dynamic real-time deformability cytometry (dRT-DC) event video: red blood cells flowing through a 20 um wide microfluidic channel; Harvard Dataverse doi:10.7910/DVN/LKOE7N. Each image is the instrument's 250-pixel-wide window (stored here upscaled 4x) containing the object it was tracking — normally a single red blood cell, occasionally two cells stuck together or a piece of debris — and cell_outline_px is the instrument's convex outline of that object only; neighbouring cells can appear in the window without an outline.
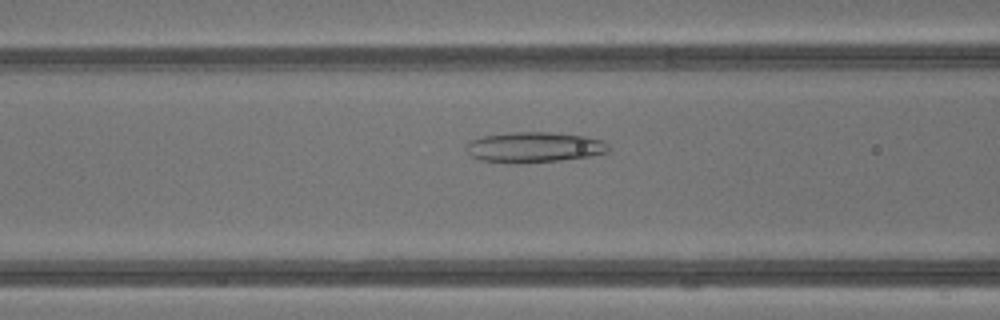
{"species": "common noctule bat (a hibernating species)", "species_latin": "Nyctalus noctula", "temperature_condition": "warm", "stored_images_in_passage": 43, "camera_frame_rate_fps": 3000, "um_per_image_px": 0.085, "animal": {"sex": "male", "body_mass_g": 13.3}, "frame": {"image": 1, "passage_image": 18, "time_ms": 5.667, "image_size_px": [1000, 320], "cell_outline_px": [[612, 148], [608, 152], [588, 156], [560, 160], [516, 164], [480, 160], [472, 156], [464, 148], [472, 140], [484, 136], [508, 132], [552, 132], [584, 136], [604, 140]], "centroid_in_image_um": [45.43, 12.51], "position_along_channel_um": 121.2, "area_um2": 25.37}}
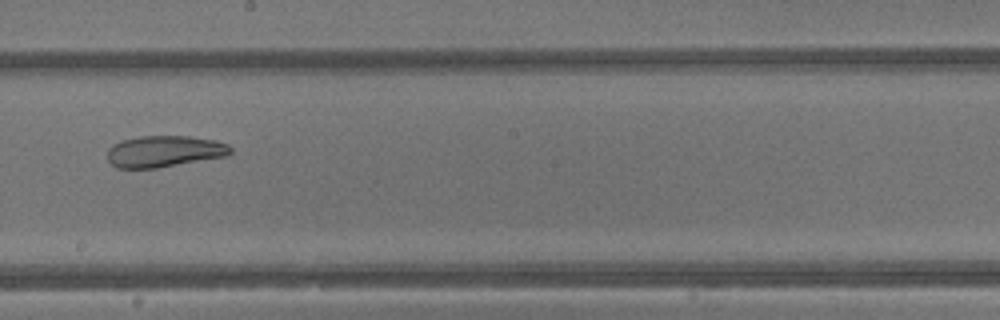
{"frame": {"image": 2, "passage_image": 25, "time_ms": 8.0, "image_size_px": [1000, 320], "cell_outline_px": [[232, 152], [228, 156], [156, 168], [116, 168], [108, 160], [108, 148], [112, 144], [120, 140], [140, 136], [188, 136], [216, 140], [228, 144], [232, 148]], "centroid_in_image_um": [13.97, 12.86], "position_along_channel_um": 234.2, "area_um2": 22.77}}
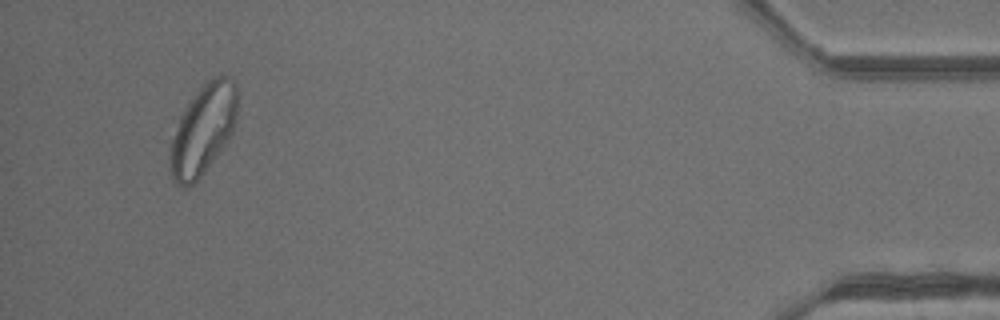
{"frame": {"image": 3, "passage_image": 41, "time_ms": 13.333, "image_size_px": [1000, 320], "cell_outline_px": [[236, 120], [232, 132], [228, 140], [204, 172], [188, 188], [180, 188], [172, 180], [168, 168], [168, 156], [172, 140], [180, 116], [204, 80], [212, 76], [232, 76], [236, 84]], "centroid_in_image_um": [17.23, 11.03], "position_along_channel_um": 418.0, "area_um2": 35.49}}